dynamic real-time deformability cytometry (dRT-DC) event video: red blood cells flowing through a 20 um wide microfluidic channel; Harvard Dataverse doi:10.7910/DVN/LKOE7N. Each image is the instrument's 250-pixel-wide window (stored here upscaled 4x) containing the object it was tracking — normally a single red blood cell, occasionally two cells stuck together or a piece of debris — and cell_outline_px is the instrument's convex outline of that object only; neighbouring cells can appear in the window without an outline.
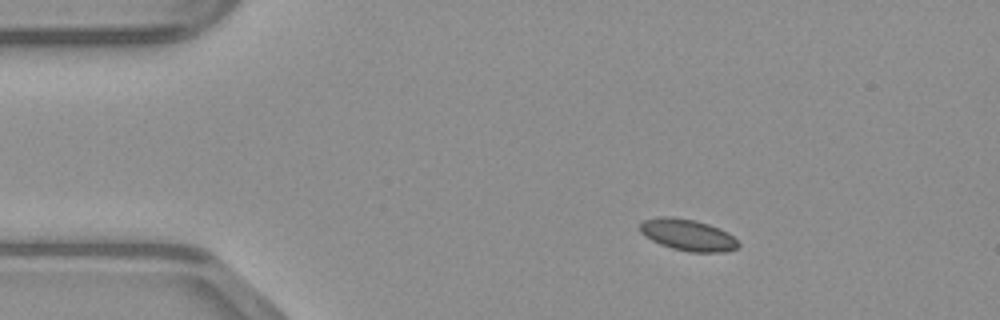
{"species": "common noctule bat (a hibernating species)", "species_latin": "Nyctalus noctula", "temperature_condition": "warm", "stored_images_in_passage": 42, "camera_frame_rate_fps": 3000, "um_per_image_px": 0.085, "animal": {"sex": "male", "body_mass_g": 23.1, "forearm_length_mm": 52.7}, "frame": {"image": 1, "passage_image": 1, "time_ms": 0.0, "image_size_px": [1000, 320], "cell_outline_px": [[740, 244], [736, 248], [728, 252], [688, 252], [672, 248], [660, 244], [644, 236], [636, 228], [644, 220], [660, 216], [672, 216], [696, 220], [720, 228], [728, 232]], "centroid_in_image_um": [58.43, 19.96], "position_along_channel_um": 26.6, "area_um2": 18.32}}
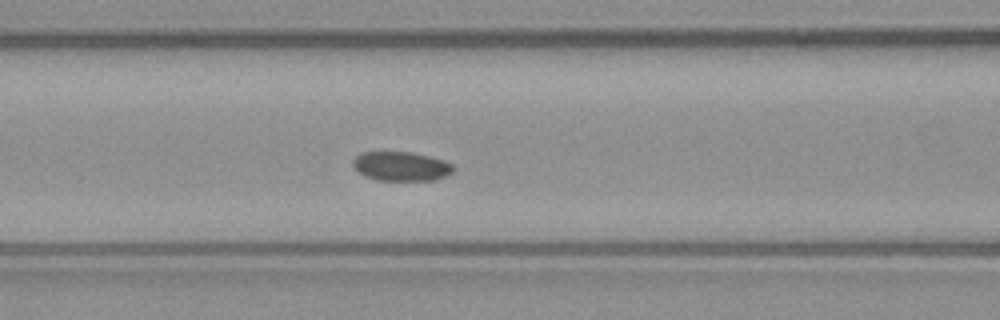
{"frame": {"image": 2, "passage_image": 13, "time_ms": 4.0, "image_size_px": [1000, 320], "cell_outline_px": [[456, 168], [452, 172], [436, 180], [376, 180], [364, 176], [352, 168], [352, 160], [360, 152], [412, 152], [444, 160], [452, 164]], "centroid_in_image_um": [34.06, 14.13], "position_along_channel_um": 132.5, "area_um2": 17.28}}
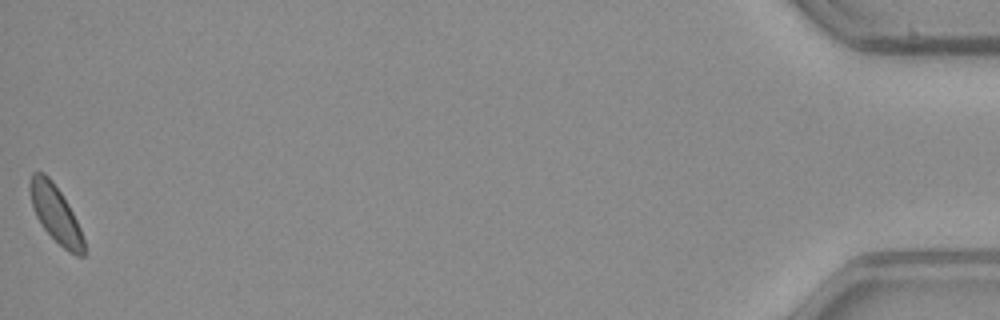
{"frame": {"image": 3, "passage_image": 42, "time_ms": 13.667, "image_size_px": [1000, 320], "cell_outline_px": [[84, 256], [76, 256], [68, 252], [40, 224], [36, 216], [28, 192], [28, 184], [32, 172], [44, 172], [52, 180], [68, 204], [80, 228], [84, 240]], "centroid_in_image_um": [4.7, 18.15], "position_along_channel_um": 430.5, "area_um2": 17.86}}